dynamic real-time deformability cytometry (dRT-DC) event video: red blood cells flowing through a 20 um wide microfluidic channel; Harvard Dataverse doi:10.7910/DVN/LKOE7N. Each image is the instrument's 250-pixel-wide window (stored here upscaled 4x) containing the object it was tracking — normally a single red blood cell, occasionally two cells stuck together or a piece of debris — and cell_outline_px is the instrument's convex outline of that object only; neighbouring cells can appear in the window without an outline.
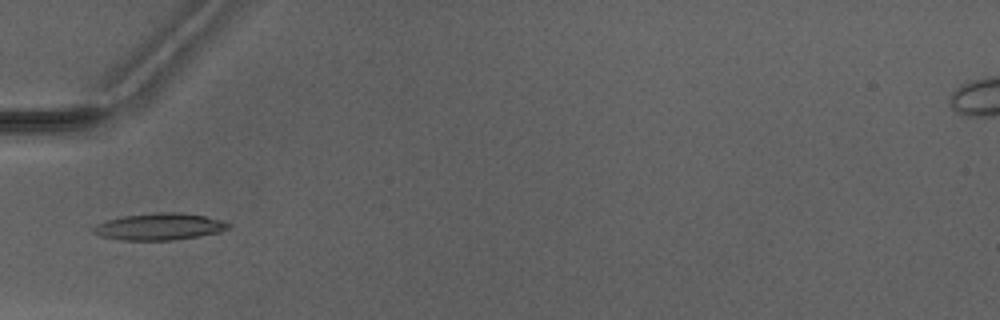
{"species": "Egyptian fruit bat (a non-hibernating species)", "species_latin": "Rousettus aegyptiacus", "temperature_condition": "warm", "stored_images_in_passage": 4, "camera_frame_rate_fps": 3000, "um_per_image_px": 0.085, "animal": {"sex": "male"}, "frame": {"image": 1, "passage_image": 4, "time_ms": 4.333, "image_size_px": [1000, 320], "cell_outline_px": [[232, 224], [228, 228], [220, 232], [172, 240], [120, 240], [104, 236], [92, 232], [92, 228], [96, 224], [108, 220], [124, 216], [152, 212], [180, 212], [204, 216], [224, 220]], "centroid_in_image_um": [13.58, 19.25], "position_along_channel_um": 71.4, "area_um2": 21.04}}